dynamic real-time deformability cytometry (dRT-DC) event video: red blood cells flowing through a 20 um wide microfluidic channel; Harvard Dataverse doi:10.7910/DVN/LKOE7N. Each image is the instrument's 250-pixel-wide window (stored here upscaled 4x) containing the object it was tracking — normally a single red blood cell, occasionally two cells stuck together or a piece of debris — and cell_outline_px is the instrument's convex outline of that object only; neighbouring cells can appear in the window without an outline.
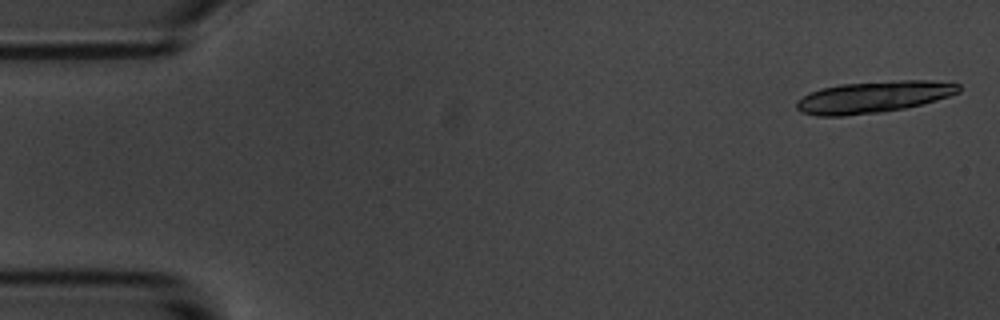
{"species": "common noctule bat (a hibernating species)", "species_latin": "Nyctalus noctula", "temperature_condition": "room temperature", "stored_images_in_passage": 5, "camera_frame_rate_fps": 3000, "um_per_image_px": 0.085, "animal": {"sex": "male", "body_mass_g": 20.1, "forearm_length_mm": 53.5}, "frame": {"image": 1, "passage_image": 1, "time_ms": 0.0, "image_size_px": [1000, 320], "cell_outline_px": [[960, 92], [936, 100], [904, 108], [880, 112], [844, 116], [816, 116], [804, 112], [796, 108], [796, 100], [820, 88], [840, 84], [900, 80], [932, 80], [960, 84]], "centroid_in_image_um": [74.24, 8.24], "position_along_channel_um": 10.8, "area_um2": 29.77}}